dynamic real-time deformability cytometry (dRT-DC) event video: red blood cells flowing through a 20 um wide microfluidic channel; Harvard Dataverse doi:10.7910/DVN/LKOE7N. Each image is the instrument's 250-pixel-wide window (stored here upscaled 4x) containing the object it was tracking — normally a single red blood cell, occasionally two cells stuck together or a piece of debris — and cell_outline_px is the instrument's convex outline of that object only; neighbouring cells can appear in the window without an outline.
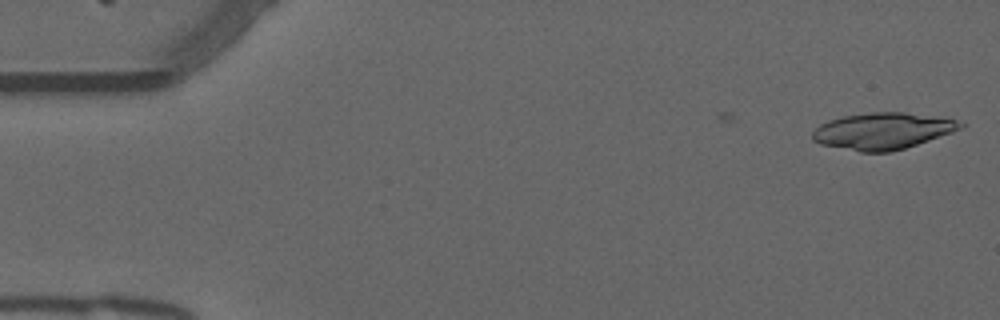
{"species": "common noctule bat (a hibernating species)", "species_latin": "Nyctalus noctula", "temperature_condition": "warm", "stored_images_in_passage": 8, "camera_frame_rate_fps": 3000, "um_per_image_px": 0.085, "animal": {"sex": "male", "forearm_length_mm": 52.5}, "frame": {"image": 1, "passage_image": 1, "time_ms": 0.0, "image_size_px": [1000, 320], "cell_outline_px": [[964, 128], [904, 148], [888, 152], [860, 152], [820, 144], [812, 140], [812, 132], [820, 124], [828, 120], [844, 116], [872, 112], [904, 112], [956, 120], [964, 124]], "centroid_in_image_um": [74.98, 11.14], "position_along_channel_um": 10.0, "area_um2": 31.21}}